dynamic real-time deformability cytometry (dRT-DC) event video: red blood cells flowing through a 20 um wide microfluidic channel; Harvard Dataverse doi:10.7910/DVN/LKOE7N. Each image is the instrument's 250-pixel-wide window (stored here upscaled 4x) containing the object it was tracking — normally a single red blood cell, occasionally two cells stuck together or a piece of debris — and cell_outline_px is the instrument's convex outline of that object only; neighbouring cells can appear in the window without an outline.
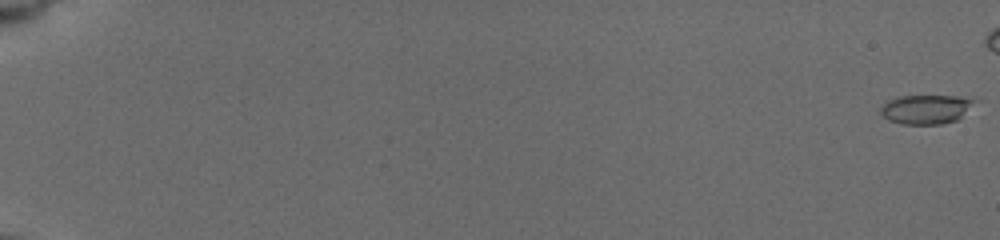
{"species": "common noctule bat (a hibernating species)", "species_latin": "Nyctalus noctula", "temperature_condition": "cold", "stored_images_in_passage": 15, "camera_frame_rate_fps": 3000, "um_per_image_px": 0.085, "animal": {"sex": "female", "body_mass_g": 19.5, "forearm_length_mm": 54.1}, "frame": {"image": 1, "passage_image": 1, "time_ms": 0.0, "image_size_px": [1000, 240], "cell_outline_px": [[980, 100], [956, 120], [940, 124], [904, 124], [888, 120], [880, 112], [880, 108], [884, 104], [892, 100], [904, 96], [956, 96]], "centroid_in_image_um": [78.76, 9.29], "position_along_channel_um": 6.2, "area_um2": 15.72}}
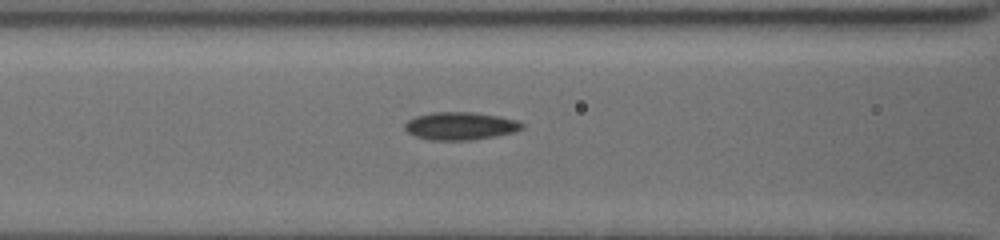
{"frame": {"image": 2, "passage_image": 12, "time_ms": 9.0, "image_size_px": [1000, 240], "cell_outline_px": [[524, 128], [512, 132], [492, 136], [468, 140], [432, 140], [416, 136], [408, 132], [404, 128], [404, 124], [408, 120], [416, 116], [432, 112], [476, 112], [516, 120], [524, 124]], "centroid_in_image_um": [39.1, 10.69], "position_along_channel_um": 127.5, "area_um2": 18.73}}
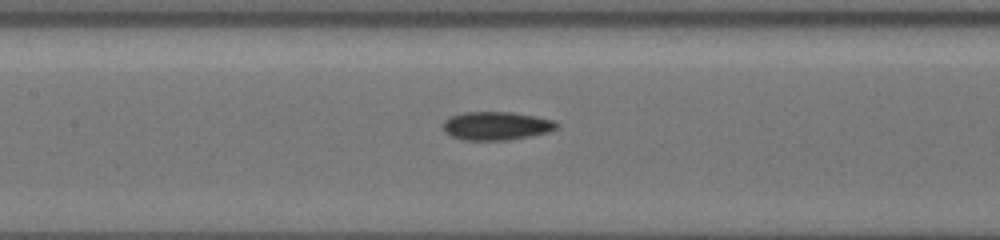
{"frame": {"image": 3, "passage_image": 14, "time_ms": 10.0, "image_size_px": [1000, 240], "cell_outline_px": [[560, 124], [556, 128], [548, 132], [508, 140], [464, 140], [452, 136], [444, 128], [444, 120], [452, 116], [464, 112], [512, 112], [536, 116], [552, 120]], "centroid_in_image_um": [42.21, 10.69], "position_along_channel_um": 165.2, "area_um2": 18.55}}